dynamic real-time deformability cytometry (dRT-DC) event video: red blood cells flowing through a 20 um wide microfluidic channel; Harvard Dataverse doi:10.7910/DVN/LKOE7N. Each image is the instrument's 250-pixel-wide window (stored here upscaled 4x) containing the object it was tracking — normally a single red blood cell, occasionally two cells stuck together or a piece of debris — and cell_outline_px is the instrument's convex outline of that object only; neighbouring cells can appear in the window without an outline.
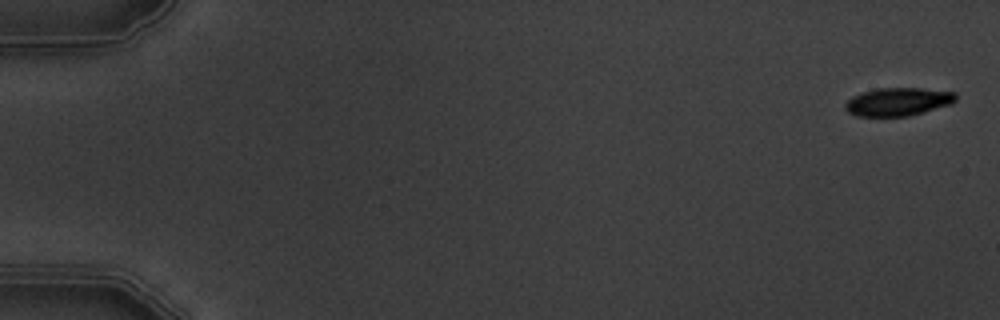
{"species": "common noctule bat (a hibernating species)", "species_latin": "Nyctalus noctula", "temperature_condition": "warm", "stored_images_in_passage": 7, "camera_frame_rate_fps": 3000, "um_per_image_px": 0.085, "animal": {"sex": "male", "body_mass_g": 19.5, "forearm_length_mm": 54.6}, "frame": {"image": 1, "passage_image": 1, "time_ms": 0.0, "image_size_px": [1000, 320], "cell_outline_px": [[956, 100], [952, 104], [924, 112], [908, 116], [856, 116], [848, 112], [844, 108], [844, 104], [852, 96], [876, 88], [920, 88], [956, 92]], "centroid_in_image_um": [76.34, 8.65], "position_along_channel_um": 8.7, "area_um2": 18.21}}
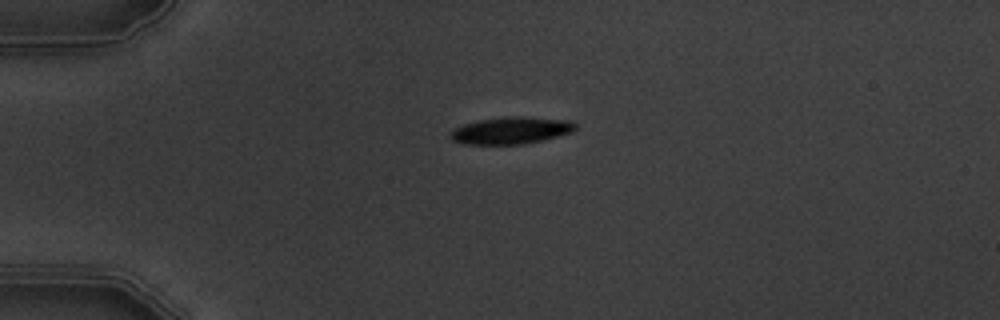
{"frame": {"image": 2, "passage_image": 5, "time_ms": 4.333, "image_size_px": [1000, 320], "cell_outline_px": [[576, 128], [572, 132], [544, 140], [524, 144], [464, 144], [452, 140], [448, 136], [456, 128], [464, 124], [480, 120], [508, 116], [520, 116], [572, 120], [576, 124]], "centroid_in_image_um": [43.48, 11.09], "position_along_channel_um": 41.5, "area_um2": 19.71}}